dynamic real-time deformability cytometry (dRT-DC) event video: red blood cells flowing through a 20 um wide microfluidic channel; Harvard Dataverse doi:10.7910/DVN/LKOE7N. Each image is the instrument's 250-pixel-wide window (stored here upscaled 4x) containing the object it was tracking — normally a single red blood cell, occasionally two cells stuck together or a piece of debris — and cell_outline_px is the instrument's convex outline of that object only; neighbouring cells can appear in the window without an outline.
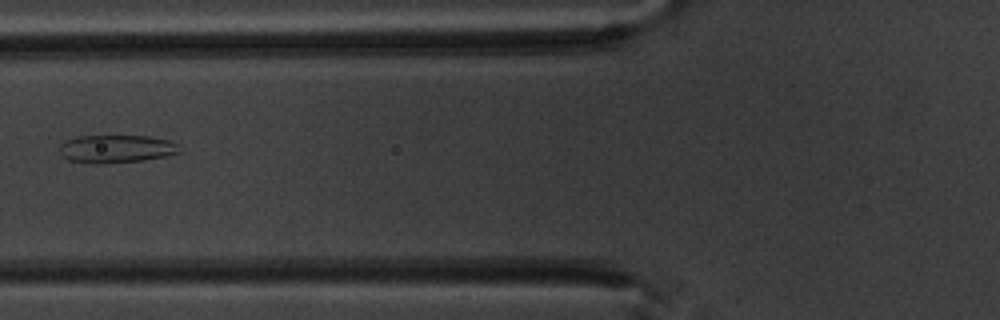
{"species": "common noctule bat (a hibernating species)", "species_latin": "Nyctalus noctula", "temperature_condition": "warm", "stored_images_in_passage": 6, "camera_frame_rate_fps": 3000, "um_per_image_px": 0.085, "animal": {"sex": "male", "body_mass_g": 20.1, "forearm_length_mm": 53.5}, "frame": {"image": 1, "passage_image": 6, "time_ms": 6.667, "image_size_px": [1000, 320], "cell_outline_px": [[180, 152], [164, 156], [140, 160], [100, 164], [96, 164], [68, 160], [60, 152], [60, 144], [68, 140], [80, 136], [148, 136], [168, 140], [180, 144]], "centroid_in_image_um": [9.9, 12.65], "position_along_channel_um": 115.9, "area_um2": 19.31}}